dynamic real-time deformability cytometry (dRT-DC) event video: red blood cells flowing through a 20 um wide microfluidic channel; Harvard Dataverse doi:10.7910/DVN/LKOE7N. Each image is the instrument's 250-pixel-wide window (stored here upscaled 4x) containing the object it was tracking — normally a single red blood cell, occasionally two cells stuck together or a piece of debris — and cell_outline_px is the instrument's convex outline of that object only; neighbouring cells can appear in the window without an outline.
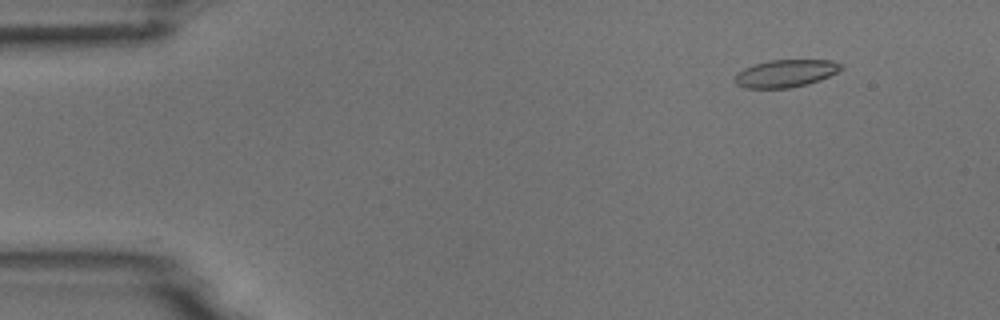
{"species": "common noctule bat (a hibernating species)", "species_latin": "Nyctalus noctula", "temperature_condition": "room temperature", "stored_images_in_passage": 4, "camera_frame_rate_fps": 3000, "um_per_image_px": 0.085, "animal": {"sex": "male", "body_mass_g": 18.8}, "frame": {"image": 1, "passage_image": 2, "time_ms": 1.0, "image_size_px": [1000, 320], "cell_outline_px": [[844, 68], [820, 80], [808, 84], [792, 88], [744, 88], [736, 84], [736, 72], [744, 68], [768, 60], [832, 60], [844, 64]], "centroid_in_image_um": [66.81, 6.24], "position_along_channel_um": 18.2, "area_um2": 17.11}}